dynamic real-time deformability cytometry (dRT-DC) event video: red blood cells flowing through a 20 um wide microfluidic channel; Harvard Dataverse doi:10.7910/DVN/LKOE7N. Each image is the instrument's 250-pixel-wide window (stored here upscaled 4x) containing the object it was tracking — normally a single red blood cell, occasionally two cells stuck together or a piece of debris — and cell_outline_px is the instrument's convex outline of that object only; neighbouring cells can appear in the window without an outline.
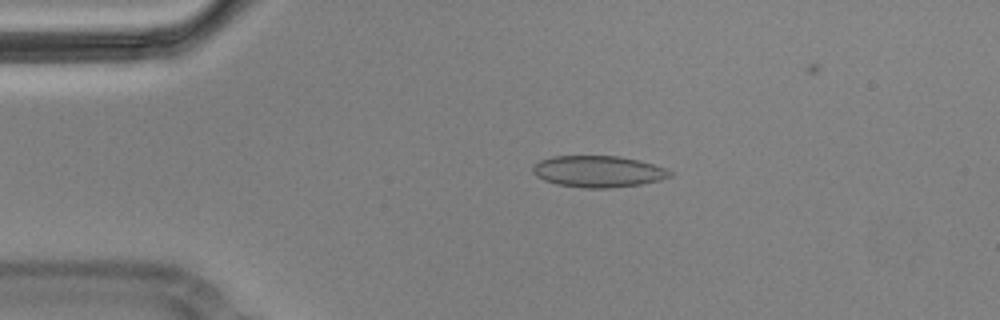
{"species": "Egyptian fruit bat (a non-hibernating species)", "species_latin": "Rousettus aegyptiacus", "temperature_condition": "cold", "stored_images_in_passage": 5, "camera_frame_rate_fps": 3000, "um_per_image_px": 0.085, "animal": {"sex": "male"}, "frame": {"image": 1, "passage_image": 3, "time_ms": 0.667, "image_size_px": [1000, 320], "cell_outline_px": [[672, 176], [660, 180], [640, 184], [612, 188], [584, 188], [556, 184], [544, 180], [536, 176], [532, 172], [532, 168], [540, 160], [552, 156], [616, 156], [640, 160], [668, 168], [672, 172]], "centroid_in_image_um": [50.87, 14.57], "position_along_channel_um": 34.1, "area_um2": 25.32}}